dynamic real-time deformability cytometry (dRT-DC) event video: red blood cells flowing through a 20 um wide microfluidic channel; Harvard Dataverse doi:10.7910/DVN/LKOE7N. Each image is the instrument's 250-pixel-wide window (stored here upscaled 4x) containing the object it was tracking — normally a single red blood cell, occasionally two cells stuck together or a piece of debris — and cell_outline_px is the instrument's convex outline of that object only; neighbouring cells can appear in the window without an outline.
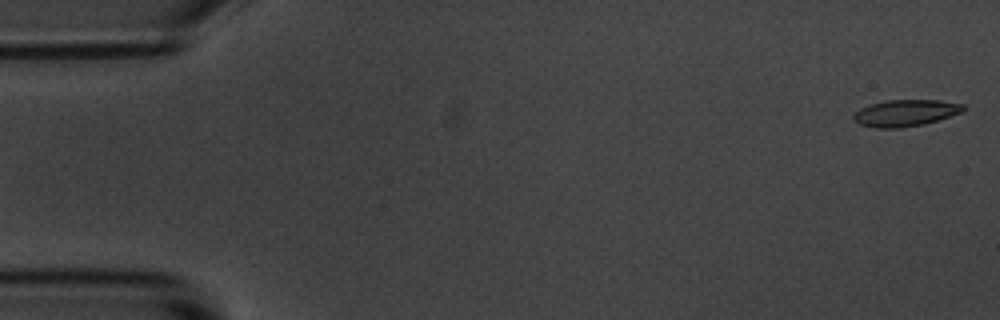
{"species": "common noctule bat (a hibernating species)", "species_latin": "Nyctalus noctula", "temperature_condition": "room temperature", "stored_images_in_passage": 5, "camera_frame_rate_fps": 3000, "um_per_image_px": 0.085, "animal": {"sex": "male", "body_mass_g": 20.1, "forearm_length_mm": 53.5}, "frame": {"image": 1, "passage_image": 1, "time_ms": 0.0, "image_size_px": [1000, 320], "cell_outline_px": [[964, 108], [960, 112], [924, 124], [900, 128], [876, 128], [860, 124], [852, 116], [860, 108], [872, 104], [888, 100], [940, 100], [964, 104]], "centroid_in_image_um": [76.95, 9.6], "position_along_channel_um": 8.1, "area_um2": 16.7}}
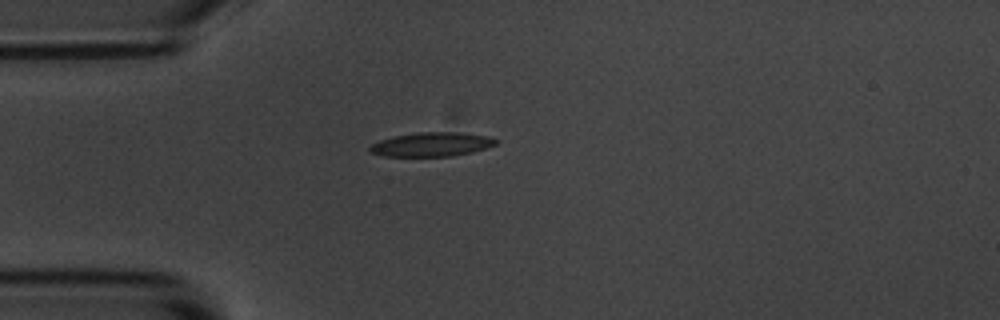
{"frame": {"image": 2, "passage_image": 5, "time_ms": 4.333, "image_size_px": [1000, 320], "cell_outline_px": [[496, 144], [472, 152], [452, 156], [384, 156], [368, 152], [368, 148], [372, 144], [380, 140], [396, 136], [416, 132], [456, 132], [488, 136], [496, 140]], "centroid_in_image_um": [36.64, 12.27], "position_along_channel_um": 48.4, "area_um2": 17.51}}